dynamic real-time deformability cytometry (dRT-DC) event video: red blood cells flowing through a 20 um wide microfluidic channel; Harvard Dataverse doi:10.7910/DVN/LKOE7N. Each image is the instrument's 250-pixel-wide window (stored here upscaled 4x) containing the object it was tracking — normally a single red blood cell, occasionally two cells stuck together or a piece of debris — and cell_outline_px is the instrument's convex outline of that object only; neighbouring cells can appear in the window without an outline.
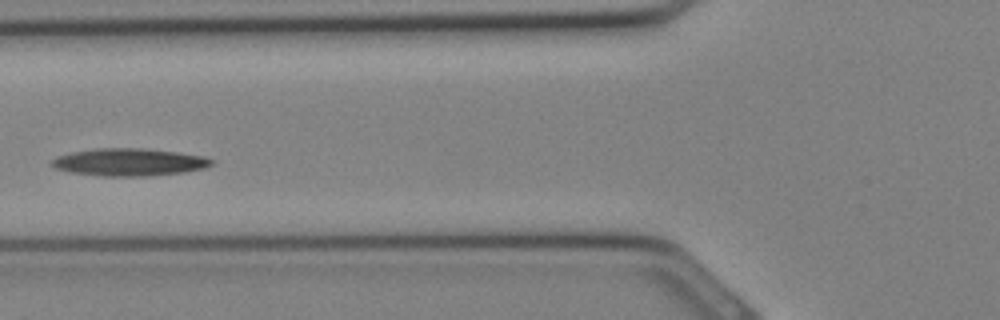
{"species": "Egyptian fruit bat (a non-hibernating species)", "species_latin": "Rousettus aegyptiacus", "temperature_condition": "cold", "stored_images_in_passage": 31, "camera_frame_rate_fps": 3000, "um_per_image_px": 0.085, "animal": {"sex": "female"}, "frame": {"image": 1, "passage_image": 11, "time_ms": 3.333, "image_size_px": [1000, 320], "cell_outline_px": [[212, 164], [204, 168], [184, 172], [148, 176], [104, 176], [72, 172], [56, 168], [52, 164], [52, 160], [56, 156], [72, 152], [96, 148], [144, 148], [176, 152], [204, 156], [212, 160]], "centroid_in_image_um": [10.99, 13.78], "position_along_channel_um": 114.8, "area_um2": 25.37}}
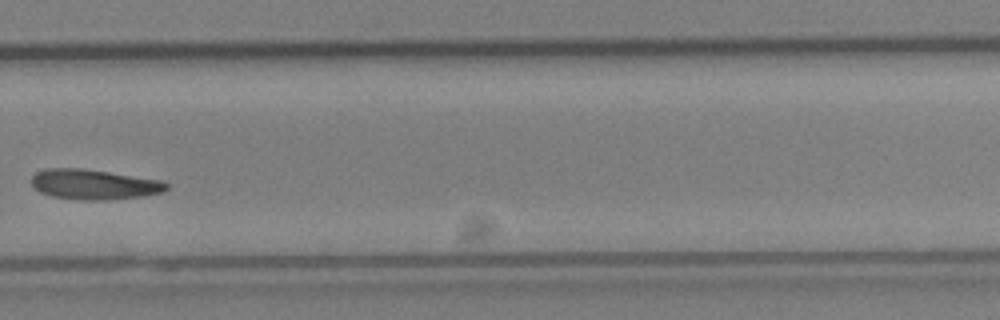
{"frame": {"image": 2, "passage_image": 21, "time_ms": 6.667, "image_size_px": [1000, 320], "cell_outline_px": [[168, 188], [164, 192], [144, 196], [104, 200], [80, 200], [52, 196], [40, 192], [32, 184], [32, 176], [36, 172], [48, 168], [84, 168], [160, 180], [168, 184]], "centroid_in_image_um": [8.0, 15.67], "position_along_channel_um": 321.8, "area_um2": 23.64}}
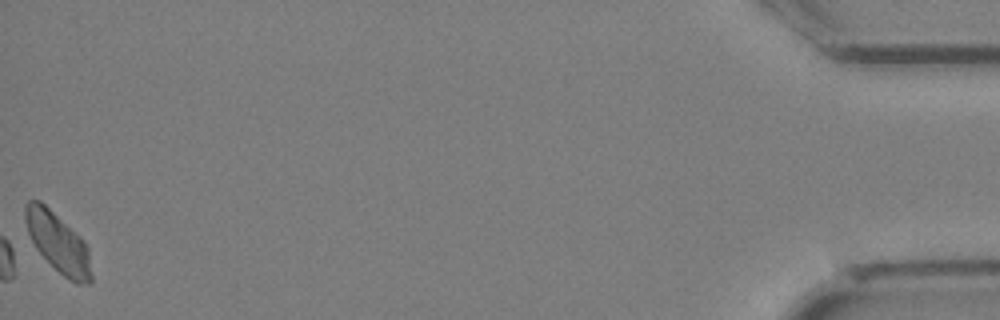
{"frame": {"image": 3, "passage_image": 31, "time_ms": 10.0, "image_size_px": [1000, 320], "cell_outline_px": [[92, 284], [76, 284], [68, 280], [36, 248], [28, 232], [24, 220], [24, 208], [28, 200], [40, 200], [80, 236], [88, 248], [92, 276]], "centroid_in_image_um": [4.94, 20.63], "position_along_channel_um": 430.3, "area_um2": 22.77}}